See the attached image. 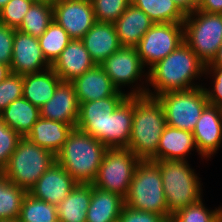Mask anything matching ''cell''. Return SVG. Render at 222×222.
Here are the masks:
<instances>
[{"label": "cell", "mask_w": 222, "mask_h": 222, "mask_svg": "<svg viewBox=\"0 0 222 222\" xmlns=\"http://www.w3.org/2000/svg\"><path fill=\"white\" fill-rule=\"evenodd\" d=\"M50 67L42 54L38 38L15 29L11 72L23 76L39 73Z\"/></svg>", "instance_id": "5bb4252c"}, {"label": "cell", "mask_w": 222, "mask_h": 222, "mask_svg": "<svg viewBox=\"0 0 222 222\" xmlns=\"http://www.w3.org/2000/svg\"><path fill=\"white\" fill-rule=\"evenodd\" d=\"M52 21V2L34 1L17 30L39 38Z\"/></svg>", "instance_id": "f1b7e54d"}, {"label": "cell", "mask_w": 222, "mask_h": 222, "mask_svg": "<svg viewBox=\"0 0 222 222\" xmlns=\"http://www.w3.org/2000/svg\"><path fill=\"white\" fill-rule=\"evenodd\" d=\"M10 0H0V9H2Z\"/></svg>", "instance_id": "f6af8a7d"}, {"label": "cell", "mask_w": 222, "mask_h": 222, "mask_svg": "<svg viewBox=\"0 0 222 222\" xmlns=\"http://www.w3.org/2000/svg\"><path fill=\"white\" fill-rule=\"evenodd\" d=\"M202 200L178 210L171 217L177 222H219L221 206L218 209L209 210Z\"/></svg>", "instance_id": "d6a6232c"}, {"label": "cell", "mask_w": 222, "mask_h": 222, "mask_svg": "<svg viewBox=\"0 0 222 222\" xmlns=\"http://www.w3.org/2000/svg\"><path fill=\"white\" fill-rule=\"evenodd\" d=\"M124 205V198L121 195L92 185L86 222H117Z\"/></svg>", "instance_id": "d4e9b609"}, {"label": "cell", "mask_w": 222, "mask_h": 222, "mask_svg": "<svg viewBox=\"0 0 222 222\" xmlns=\"http://www.w3.org/2000/svg\"><path fill=\"white\" fill-rule=\"evenodd\" d=\"M92 184H77L56 205L58 222H86L87 209L91 202Z\"/></svg>", "instance_id": "484cf974"}, {"label": "cell", "mask_w": 222, "mask_h": 222, "mask_svg": "<svg viewBox=\"0 0 222 222\" xmlns=\"http://www.w3.org/2000/svg\"><path fill=\"white\" fill-rule=\"evenodd\" d=\"M60 77L50 67L44 71L23 75V97L39 109L54 95Z\"/></svg>", "instance_id": "cb8c5ba5"}, {"label": "cell", "mask_w": 222, "mask_h": 222, "mask_svg": "<svg viewBox=\"0 0 222 222\" xmlns=\"http://www.w3.org/2000/svg\"><path fill=\"white\" fill-rule=\"evenodd\" d=\"M78 183L57 162L37 180L28 193L38 199L57 205L60 203Z\"/></svg>", "instance_id": "2e32d148"}, {"label": "cell", "mask_w": 222, "mask_h": 222, "mask_svg": "<svg viewBox=\"0 0 222 222\" xmlns=\"http://www.w3.org/2000/svg\"><path fill=\"white\" fill-rule=\"evenodd\" d=\"M19 222H58L57 207L46 201L31 196L28 192L24 196Z\"/></svg>", "instance_id": "1f68e13d"}, {"label": "cell", "mask_w": 222, "mask_h": 222, "mask_svg": "<svg viewBox=\"0 0 222 222\" xmlns=\"http://www.w3.org/2000/svg\"><path fill=\"white\" fill-rule=\"evenodd\" d=\"M124 202L135 210L153 212L166 218L172 216L166 204L160 168L155 162L140 161Z\"/></svg>", "instance_id": "5b68a950"}, {"label": "cell", "mask_w": 222, "mask_h": 222, "mask_svg": "<svg viewBox=\"0 0 222 222\" xmlns=\"http://www.w3.org/2000/svg\"><path fill=\"white\" fill-rule=\"evenodd\" d=\"M15 29L0 23V63L11 65Z\"/></svg>", "instance_id": "ab89813d"}, {"label": "cell", "mask_w": 222, "mask_h": 222, "mask_svg": "<svg viewBox=\"0 0 222 222\" xmlns=\"http://www.w3.org/2000/svg\"><path fill=\"white\" fill-rule=\"evenodd\" d=\"M72 130L71 125L39 117L26 138L56 156Z\"/></svg>", "instance_id": "603a6c76"}, {"label": "cell", "mask_w": 222, "mask_h": 222, "mask_svg": "<svg viewBox=\"0 0 222 222\" xmlns=\"http://www.w3.org/2000/svg\"><path fill=\"white\" fill-rule=\"evenodd\" d=\"M34 1H47V2H52L53 0H34Z\"/></svg>", "instance_id": "681fc988"}, {"label": "cell", "mask_w": 222, "mask_h": 222, "mask_svg": "<svg viewBox=\"0 0 222 222\" xmlns=\"http://www.w3.org/2000/svg\"><path fill=\"white\" fill-rule=\"evenodd\" d=\"M27 191L9 181L0 172V220H18Z\"/></svg>", "instance_id": "f546056e"}, {"label": "cell", "mask_w": 222, "mask_h": 222, "mask_svg": "<svg viewBox=\"0 0 222 222\" xmlns=\"http://www.w3.org/2000/svg\"><path fill=\"white\" fill-rule=\"evenodd\" d=\"M173 1L185 14H189L197 10L199 3V0H173Z\"/></svg>", "instance_id": "b9f144b4"}, {"label": "cell", "mask_w": 222, "mask_h": 222, "mask_svg": "<svg viewBox=\"0 0 222 222\" xmlns=\"http://www.w3.org/2000/svg\"><path fill=\"white\" fill-rule=\"evenodd\" d=\"M153 24L144 11L130 4L114 27L121 46L136 47Z\"/></svg>", "instance_id": "7402d4cb"}, {"label": "cell", "mask_w": 222, "mask_h": 222, "mask_svg": "<svg viewBox=\"0 0 222 222\" xmlns=\"http://www.w3.org/2000/svg\"><path fill=\"white\" fill-rule=\"evenodd\" d=\"M23 96V76L11 73L0 82V113L13 101Z\"/></svg>", "instance_id": "d590c367"}, {"label": "cell", "mask_w": 222, "mask_h": 222, "mask_svg": "<svg viewBox=\"0 0 222 222\" xmlns=\"http://www.w3.org/2000/svg\"><path fill=\"white\" fill-rule=\"evenodd\" d=\"M0 222H19V221L6 219V220H0Z\"/></svg>", "instance_id": "7dc6e473"}, {"label": "cell", "mask_w": 222, "mask_h": 222, "mask_svg": "<svg viewBox=\"0 0 222 222\" xmlns=\"http://www.w3.org/2000/svg\"><path fill=\"white\" fill-rule=\"evenodd\" d=\"M40 117L39 108L23 96L11 102L1 113L0 119L21 137H26Z\"/></svg>", "instance_id": "4316f807"}, {"label": "cell", "mask_w": 222, "mask_h": 222, "mask_svg": "<svg viewBox=\"0 0 222 222\" xmlns=\"http://www.w3.org/2000/svg\"><path fill=\"white\" fill-rule=\"evenodd\" d=\"M154 162L160 168L166 204L171 215L202 199L200 178L187 160Z\"/></svg>", "instance_id": "8992f818"}, {"label": "cell", "mask_w": 222, "mask_h": 222, "mask_svg": "<svg viewBox=\"0 0 222 222\" xmlns=\"http://www.w3.org/2000/svg\"><path fill=\"white\" fill-rule=\"evenodd\" d=\"M140 161L128 148H108L92 185L124 198Z\"/></svg>", "instance_id": "30bf717a"}, {"label": "cell", "mask_w": 222, "mask_h": 222, "mask_svg": "<svg viewBox=\"0 0 222 222\" xmlns=\"http://www.w3.org/2000/svg\"><path fill=\"white\" fill-rule=\"evenodd\" d=\"M79 101L72 82L61 81L53 97L40 109V117L76 127L79 116Z\"/></svg>", "instance_id": "e0dca14e"}, {"label": "cell", "mask_w": 222, "mask_h": 222, "mask_svg": "<svg viewBox=\"0 0 222 222\" xmlns=\"http://www.w3.org/2000/svg\"><path fill=\"white\" fill-rule=\"evenodd\" d=\"M184 42L208 65L222 44V14L195 10L183 22Z\"/></svg>", "instance_id": "ba28073f"}, {"label": "cell", "mask_w": 222, "mask_h": 222, "mask_svg": "<svg viewBox=\"0 0 222 222\" xmlns=\"http://www.w3.org/2000/svg\"><path fill=\"white\" fill-rule=\"evenodd\" d=\"M206 66H222V44L219 47L215 58L212 60L210 64Z\"/></svg>", "instance_id": "ee69618b"}, {"label": "cell", "mask_w": 222, "mask_h": 222, "mask_svg": "<svg viewBox=\"0 0 222 222\" xmlns=\"http://www.w3.org/2000/svg\"><path fill=\"white\" fill-rule=\"evenodd\" d=\"M11 73L9 65L0 63V82L4 81Z\"/></svg>", "instance_id": "7bdbcfd3"}, {"label": "cell", "mask_w": 222, "mask_h": 222, "mask_svg": "<svg viewBox=\"0 0 222 222\" xmlns=\"http://www.w3.org/2000/svg\"><path fill=\"white\" fill-rule=\"evenodd\" d=\"M53 20L72 39H81L96 23L91 0H53Z\"/></svg>", "instance_id": "7c38bea8"}, {"label": "cell", "mask_w": 222, "mask_h": 222, "mask_svg": "<svg viewBox=\"0 0 222 222\" xmlns=\"http://www.w3.org/2000/svg\"><path fill=\"white\" fill-rule=\"evenodd\" d=\"M95 65L82 40L72 39L53 62L51 68L61 81L72 82Z\"/></svg>", "instance_id": "ac0fdd59"}, {"label": "cell", "mask_w": 222, "mask_h": 222, "mask_svg": "<svg viewBox=\"0 0 222 222\" xmlns=\"http://www.w3.org/2000/svg\"><path fill=\"white\" fill-rule=\"evenodd\" d=\"M165 219V216L153 212L135 210L124 205L117 222H164Z\"/></svg>", "instance_id": "f35d334b"}, {"label": "cell", "mask_w": 222, "mask_h": 222, "mask_svg": "<svg viewBox=\"0 0 222 222\" xmlns=\"http://www.w3.org/2000/svg\"><path fill=\"white\" fill-rule=\"evenodd\" d=\"M164 222H177L175 219H173L172 217H168L165 219Z\"/></svg>", "instance_id": "bcb514c9"}, {"label": "cell", "mask_w": 222, "mask_h": 222, "mask_svg": "<svg viewBox=\"0 0 222 222\" xmlns=\"http://www.w3.org/2000/svg\"><path fill=\"white\" fill-rule=\"evenodd\" d=\"M205 75L213 73V88L204 87L208 103L222 108V66H205Z\"/></svg>", "instance_id": "74e56055"}, {"label": "cell", "mask_w": 222, "mask_h": 222, "mask_svg": "<svg viewBox=\"0 0 222 222\" xmlns=\"http://www.w3.org/2000/svg\"><path fill=\"white\" fill-rule=\"evenodd\" d=\"M81 40L97 65L122 47L113 23L96 22Z\"/></svg>", "instance_id": "ffe728a7"}, {"label": "cell", "mask_w": 222, "mask_h": 222, "mask_svg": "<svg viewBox=\"0 0 222 222\" xmlns=\"http://www.w3.org/2000/svg\"><path fill=\"white\" fill-rule=\"evenodd\" d=\"M107 149L96 138L73 128L56 161L78 184H93Z\"/></svg>", "instance_id": "277c9868"}, {"label": "cell", "mask_w": 222, "mask_h": 222, "mask_svg": "<svg viewBox=\"0 0 222 222\" xmlns=\"http://www.w3.org/2000/svg\"><path fill=\"white\" fill-rule=\"evenodd\" d=\"M192 133L198 155L210 159L222 145V108L208 104Z\"/></svg>", "instance_id": "9a60e30c"}, {"label": "cell", "mask_w": 222, "mask_h": 222, "mask_svg": "<svg viewBox=\"0 0 222 222\" xmlns=\"http://www.w3.org/2000/svg\"><path fill=\"white\" fill-rule=\"evenodd\" d=\"M22 137L0 119V172L6 167L11 154Z\"/></svg>", "instance_id": "8d00e7d4"}, {"label": "cell", "mask_w": 222, "mask_h": 222, "mask_svg": "<svg viewBox=\"0 0 222 222\" xmlns=\"http://www.w3.org/2000/svg\"><path fill=\"white\" fill-rule=\"evenodd\" d=\"M205 64L199 59L195 52L182 42L173 52L157 62L146 72V83L152 86V90L139 85L128 92V96L156 97L171 91H183L193 89L202 85H195L194 80L205 74Z\"/></svg>", "instance_id": "7a4b0ae2"}, {"label": "cell", "mask_w": 222, "mask_h": 222, "mask_svg": "<svg viewBox=\"0 0 222 222\" xmlns=\"http://www.w3.org/2000/svg\"><path fill=\"white\" fill-rule=\"evenodd\" d=\"M72 83L79 104L111 97L118 92L102 66L97 64L84 74L76 77Z\"/></svg>", "instance_id": "d6986e66"}, {"label": "cell", "mask_w": 222, "mask_h": 222, "mask_svg": "<svg viewBox=\"0 0 222 222\" xmlns=\"http://www.w3.org/2000/svg\"><path fill=\"white\" fill-rule=\"evenodd\" d=\"M133 96L118 91L111 97L80 103L76 127L107 148H128L132 132Z\"/></svg>", "instance_id": "6da1fadb"}, {"label": "cell", "mask_w": 222, "mask_h": 222, "mask_svg": "<svg viewBox=\"0 0 222 222\" xmlns=\"http://www.w3.org/2000/svg\"><path fill=\"white\" fill-rule=\"evenodd\" d=\"M131 4L144 11L154 23H183L186 18L173 0H131Z\"/></svg>", "instance_id": "83f0119b"}, {"label": "cell", "mask_w": 222, "mask_h": 222, "mask_svg": "<svg viewBox=\"0 0 222 222\" xmlns=\"http://www.w3.org/2000/svg\"><path fill=\"white\" fill-rule=\"evenodd\" d=\"M219 222H222V209H221V212H220V215H219Z\"/></svg>", "instance_id": "c3c4849f"}, {"label": "cell", "mask_w": 222, "mask_h": 222, "mask_svg": "<svg viewBox=\"0 0 222 222\" xmlns=\"http://www.w3.org/2000/svg\"><path fill=\"white\" fill-rule=\"evenodd\" d=\"M34 0H10L0 9V23L17 29Z\"/></svg>", "instance_id": "e575fe53"}, {"label": "cell", "mask_w": 222, "mask_h": 222, "mask_svg": "<svg viewBox=\"0 0 222 222\" xmlns=\"http://www.w3.org/2000/svg\"><path fill=\"white\" fill-rule=\"evenodd\" d=\"M100 65L118 91H122L121 87L126 84L133 86V83L143 77L145 71L136 47L122 46Z\"/></svg>", "instance_id": "4fadbf2b"}, {"label": "cell", "mask_w": 222, "mask_h": 222, "mask_svg": "<svg viewBox=\"0 0 222 222\" xmlns=\"http://www.w3.org/2000/svg\"><path fill=\"white\" fill-rule=\"evenodd\" d=\"M194 148L197 150L192 132L167 125L160 137L157 153L150 161L187 160Z\"/></svg>", "instance_id": "44dd1931"}, {"label": "cell", "mask_w": 222, "mask_h": 222, "mask_svg": "<svg viewBox=\"0 0 222 222\" xmlns=\"http://www.w3.org/2000/svg\"><path fill=\"white\" fill-rule=\"evenodd\" d=\"M184 42L183 23H154L136 46L144 67L151 68Z\"/></svg>", "instance_id": "8fae6325"}, {"label": "cell", "mask_w": 222, "mask_h": 222, "mask_svg": "<svg viewBox=\"0 0 222 222\" xmlns=\"http://www.w3.org/2000/svg\"><path fill=\"white\" fill-rule=\"evenodd\" d=\"M38 40L44 58L52 65L72 38L63 27L53 20Z\"/></svg>", "instance_id": "4dcf8cb0"}, {"label": "cell", "mask_w": 222, "mask_h": 222, "mask_svg": "<svg viewBox=\"0 0 222 222\" xmlns=\"http://www.w3.org/2000/svg\"><path fill=\"white\" fill-rule=\"evenodd\" d=\"M96 22L115 23L131 0H91Z\"/></svg>", "instance_id": "836d02e7"}, {"label": "cell", "mask_w": 222, "mask_h": 222, "mask_svg": "<svg viewBox=\"0 0 222 222\" xmlns=\"http://www.w3.org/2000/svg\"><path fill=\"white\" fill-rule=\"evenodd\" d=\"M162 104L168 126L193 132L204 108L209 104L204 86L171 91L156 96Z\"/></svg>", "instance_id": "9c48e42d"}, {"label": "cell", "mask_w": 222, "mask_h": 222, "mask_svg": "<svg viewBox=\"0 0 222 222\" xmlns=\"http://www.w3.org/2000/svg\"><path fill=\"white\" fill-rule=\"evenodd\" d=\"M56 161V156L26 137H22L1 171L5 177L27 192Z\"/></svg>", "instance_id": "52a82bcc"}, {"label": "cell", "mask_w": 222, "mask_h": 222, "mask_svg": "<svg viewBox=\"0 0 222 222\" xmlns=\"http://www.w3.org/2000/svg\"><path fill=\"white\" fill-rule=\"evenodd\" d=\"M197 10L222 14V0H199Z\"/></svg>", "instance_id": "60d3db41"}, {"label": "cell", "mask_w": 222, "mask_h": 222, "mask_svg": "<svg viewBox=\"0 0 222 222\" xmlns=\"http://www.w3.org/2000/svg\"><path fill=\"white\" fill-rule=\"evenodd\" d=\"M167 126L162 104L156 97L133 96L132 132L128 149L140 160H151Z\"/></svg>", "instance_id": "3957f363"}]
</instances>
